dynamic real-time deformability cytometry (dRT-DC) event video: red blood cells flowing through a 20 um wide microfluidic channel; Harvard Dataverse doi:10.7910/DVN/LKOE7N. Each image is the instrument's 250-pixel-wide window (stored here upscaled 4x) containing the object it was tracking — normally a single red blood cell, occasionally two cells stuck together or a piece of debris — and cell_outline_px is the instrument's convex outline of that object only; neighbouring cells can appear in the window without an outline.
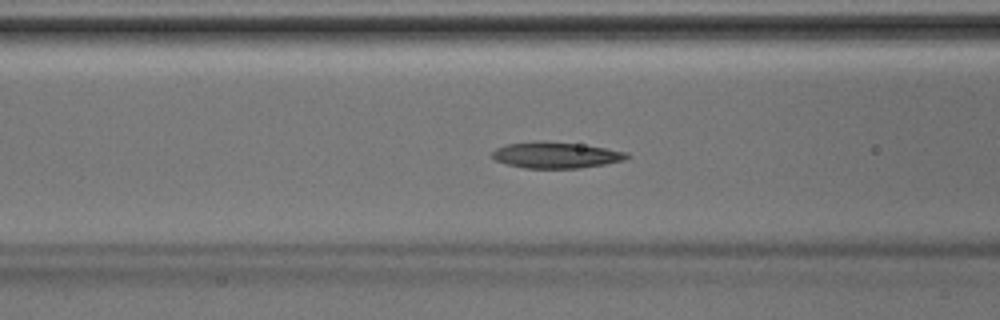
{"species": "Egyptian fruit bat (a non-hibernating species)", "species_latin": "Rousettus aegyptiacus", "temperature_condition": "room temperature", "stored_images_in_passage": 43, "camera_frame_rate_fps": 3000, "um_per_image_px": 0.085, "animal": {"sex": "male"}, "frame": {"image": 1, "passage_image": 16, "time_ms": 5.0, "image_size_px": [1000, 320], "cell_outline_px": [[632, 156], [624, 160], [604, 164], [580, 168], [524, 168], [508, 164], [496, 160], [492, 156], [492, 152], [496, 148], [508, 144], [540, 140], [576, 144], [604, 148], [628, 152]], "centroid_in_image_um": [47.26, 13.18], "position_along_channel_um": 119.3, "area_um2": 20.35}}
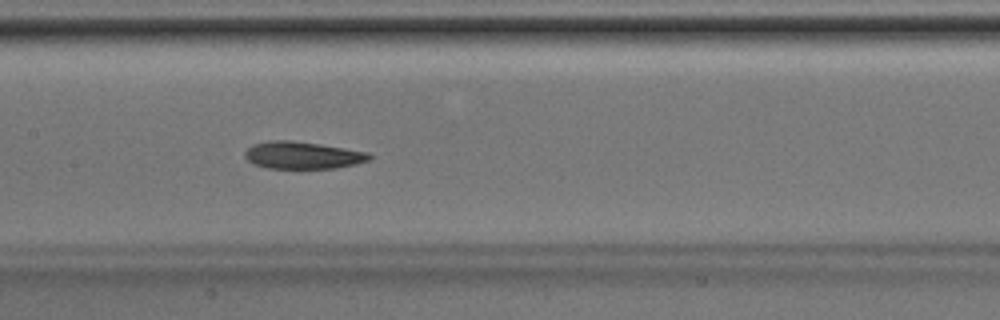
{"frame": {"image": 2, "passage_image": 20, "time_ms": 6.333, "image_size_px": [1000, 320], "cell_outline_px": [[372, 156], [368, 160], [356, 164], [336, 168], [268, 168], [252, 164], [244, 156], [244, 152], [252, 144], [268, 140], [292, 140], [320, 144], [368, 152]], "centroid_in_image_um": [25.68, 13.19], "position_along_channel_um": 181.7, "area_um2": 19.83}}
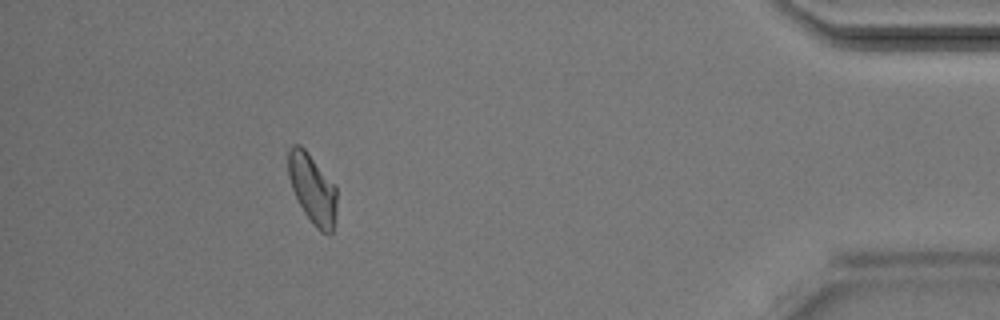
{"frame": {"image": 3, "passage_image": 38, "time_ms": 12.333, "image_size_px": [1000, 320], "cell_outline_px": [[336, 220], [332, 232], [320, 232], [312, 224], [304, 212], [292, 188], [288, 176], [288, 148], [292, 144], [300, 144], [308, 152], [336, 184]], "centroid_in_image_um": [26.57, 16.02], "position_along_channel_um": 408.6, "area_um2": 19.94}}